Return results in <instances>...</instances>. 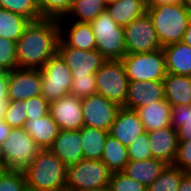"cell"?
Returning a JSON list of instances; mask_svg holds the SVG:
<instances>
[{"mask_svg": "<svg viewBox=\"0 0 191 191\" xmlns=\"http://www.w3.org/2000/svg\"><path fill=\"white\" fill-rule=\"evenodd\" d=\"M58 41V20L30 21L16 41L18 68L41 69L57 53Z\"/></svg>", "mask_w": 191, "mask_h": 191, "instance_id": "cell-1", "label": "cell"}, {"mask_svg": "<svg viewBox=\"0 0 191 191\" xmlns=\"http://www.w3.org/2000/svg\"><path fill=\"white\" fill-rule=\"evenodd\" d=\"M23 172L28 191L66 189L67 166L49 149L42 150Z\"/></svg>", "mask_w": 191, "mask_h": 191, "instance_id": "cell-2", "label": "cell"}, {"mask_svg": "<svg viewBox=\"0 0 191 191\" xmlns=\"http://www.w3.org/2000/svg\"><path fill=\"white\" fill-rule=\"evenodd\" d=\"M147 13L162 47L182 41L191 19V12L185 4L147 6Z\"/></svg>", "mask_w": 191, "mask_h": 191, "instance_id": "cell-3", "label": "cell"}, {"mask_svg": "<svg viewBox=\"0 0 191 191\" xmlns=\"http://www.w3.org/2000/svg\"><path fill=\"white\" fill-rule=\"evenodd\" d=\"M41 151L23 127L13 128L0 145V168L24 170Z\"/></svg>", "mask_w": 191, "mask_h": 191, "instance_id": "cell-4", "label": "cell"}, {"mask_svg": "<svg viewBox=\"0 0 191 191\" xmlns=\"http://www.w3.org/2000/svg\"><path fill=\"white\" fill-rule=\"evenodd\" d=\"M90 24L96 39V49L106 60L122 59L126 55L124 29L106 11Z\"/></svg>", "mask_w": 191, "mask_h": 191, "instance_id": "cell-5", "label": "cell"}, {"mask_svg": "<svg viewBox=\"0 0 191 191\" xmlns=\"http://www.w3.org/2000/svg\"><path fill=\"white\" fill-rule=\"evenodd\" d=\"M95 76L97 93L107 100L125 107L129 80L122 60H105Z\"/></svg>", "mask_w": 191, "mask_h": 191, "instance_id": "cell-6", "label": "cell"}, {"mask_svg": "<svg viewBox=\"0 0 191 191\" xmlns=\"http://www.w3.org/2000/svg\"><path fill=\"white\" fill-rule=\"evenodd\" d=\"M111 172L102 160L82 159L67 167L66 189L82 191L109 185Z\"/></svg>", "mask_w": 191, "mask_h": 191, "instance_id": "cell-7", "label": "cell"}, {"mask_svg": "<svg viewBox=\"0 0 191 191\" xmlns=\"http://www.w3.org/2000/svg\"><path fill=\"white\" fill-rule=\"evenodd\" d=\"M121 60L129 82L163 81L166 77L163 49L150 53L126 54Z\"/></svg>", "mask_w": 191, "mask_h": 191, "instance_id": "cell-8", "label": "cell"}, {"mask_svg": "<svg viewBox=\"0 0 191 191\" xmlns=\"http://www.w3.org/2000/svg\"><path fill=\"white\" fill-rule=\"evenodd\" d=\"M42 96L50 103L70 94L73 76L70 68L56 53L40 69Z\"/></svg>", "mask_w": 191, "mask_h": 191, "instance_id": "cell-9", "label": "cell"}, {"mask_svg": "<svg viewBox=\"0 0 191 191\" xmlns=\"http://www.w3.org/2000/svg\"><path fill=\"white\" fill-rule=\"evenodd\" d=\"M123 29L126 54L150 53L163 48L147 12Z\"/></svg>", "mask_w": 191, "mask_h": 191, "instance_id": "cell-10", "label": "cell"}, {"mask_svg": "<svg viewBox=\"0 0 191 191\" xmlns=\"http://www.w3.org/2000/svg\"><path fill=\"white\" fill-rule=\"evenodd\" d=\"M81 106L84 126L108 132L121 108L117 103L107 100L98 93L83 97Z\"/></svg>", "mask_w": 191, "mask_h": 191, "instance_id": "cell-11", "label": "cell"}, {"mask_svg": "<svg viewBox=\"0 0 191 191\" xmlns=\"http://www.w3.org/2000/svg\"><path fill=\"white\" fill-rule=\"evenodd\" d=\"M57 54L70 68L73 77L95 74L106 60L97 49L85 51L69 47L60 38Z\"/></svg>", "mask_w": 191, "mask_h": 191, "instance_id": "cell-12", "label": "cell"}, {"mask_svg": "<svg viewBox=\"0 0 191 191\" xmlns=\"http://www.w3.org/2000/svg\"><path fill=\"white\" fill-rule=\"evenodd\" d=\"M42 94L40 69L16 68L8 72L9 101H24Z\"/></svg>", "mask_w": 191, "mask_h": 191, "instance_id": "cell-13", "label": "cell"}, {"mask_svg": "<svg viewBox=\"0 0 191 191\" xmlns=\"http://www.w3.org/2000/svg\"><path fill=\"white\" fill-rule=\"evenodd\" d=\"M82 98L72 94L50 102L49 113L60 130H80L84 126Z\"/></svg>", "mask_w": 191, "mask_h": 191, "instance_id": "cell-14", "label": "cell"}, {"mask_svg": "<svg viewBox=\"0 0 191 191\" xmlns=\"http://www.w3.org/2000/svg\"><path fill=\"white\" fill-rule=\"evenodd\" d=\"M145 132L138 113L135 110L121 107L111 125L109 135L128 147L139 135Z\"/></svg>", "mask_w": 191, "mask_h": 191, "instance_id": "cell-15", "label": "cell"}, {"mask_svg": "<svg viewBox=\"0 0 191 191\" xmlns=\"http://www.w3.org/2000/svg\"><path fill=\"white\" fill-rule=\"evenodd\" d=\"M147 133L152 157L173 165L178 149L177 130L167 126Z\"/></svg>", "mask_w": 191, "mask_h": 191, "instance_id": "cell-16", "label": "cell"}, {"mask_svg": "<svg viewBox=\"0 0 191 191\" xmlns=\"http://www.w3.org/2000/svg\"><path fill=\"white\" fill-rule=\"evenodd\" d=\"M68 22V20H58L59 38L69 47L85 51L96 50V39L91 24L70 21V26L66 28L65 25H67Z\"/></svg>", "mask_w": 191, "mask_h": 191, "instance_id": "cell-17", "label": "cell"}, {"mask_svg": "<svg viewBox=\"0 0 191 191\" xmlns=\"http://www.w3.org/2000/svg\"><path fill=\"white\" fill-rule=\"evenodd\" d=\"M49 150L67 167L80 162L84 159L80 130H60Z\"/></svg>", "mask_w": 191, "mask_h": 191, "instance_id": "cell-18", "label": "cell"}, {"mask_svg": "<svg viewBox=\"0 0 191 191\" xmlns=\"http://www.w3.org/2000/svg\"><path fill=\"white\" fill-rule=\"evenodd\" d=\"M164 98L163 81L129 82L125 108L136 110Z\"/></svg>", "mask_w": 191, "mask_h": 191, "instance_id": "cell-19", "label": "cell"}, {"mask_svg": "<svg viewBox=\"0 0 191 191\" xmlns=\"http://www.w3.org/2000/svg\"><path fill=\"white\" fill-rule=\"evenodd\" d=\"M23 128L42 150L49 149L52 146L60 131L58 124L50 113L43 117L27 120Z\"/></svg>", "mask_w": 191, "mask_h": 191, "instance_id": "cell-20", "label": "cell"}, {"mask_svg": "<svg viewBox=\"0 0 191 191\" xmlns=\"http://www.w3.org/2000/svg\"><path fill=\"white\" fill-rule=\"evenodd\" d=\"M135 111L146 132L171 126V105L165 98L137 108Z\"/></svg>", "mask_w": 191, "mask_h": 191, "instance_id": "cell-21", "label": "cell"}, {"mask_svg": "<svg viewBox=\"0 0 191 191\" xmlns=\"http://www.w3.org/2000/svg\"><path fill=\"white\" fill-rule=\"evenodd\" d=\"M166 71L170 74L191 76V47L177 42L164 46Z\"/></svg>", "mask_w": 191, "mask_h": 191, "instance_id": "cell-22", "label": "cell"}, {"mask_svg": "<svg viewBox=\"0 0 191 191\" xmlns=\"http://www.w3.org/2000/svg\"><path fill=\"white\" fill-rule=\"evenodd\" d=\"M167 166L168 164L162 160L152 157L146 160L129 161L123 172L133 180L148 187L160 176Z\"/></svg>", "mask_w": 191, "mask_h": 191, "instance_id": "cell-23", "label": "cell"}, {"mask_svg": "<svg viewBox=\"0 0 191 191\" xmlns=\"http://www.w3.org/2000/svg\"><path fill=\"white\" fill-rule=\"evenodd\" d=\"M163 87L165 99L171 106H191V76L167 73Z\"/></svg>", "mask_w": 191, "mask_h": 191, "instance_id": "cell-24", "label": "cell"}, {"mask_svg": "<svg viewBox=\"0 0 191 191\" xmlns=\"http://www.w3.org/2000/svg\"><path fill=\"white\" fill-rule=\"evenodd\" d=\"M120 26L125 27L147 12V5L141 0H117L106 5L105 10Z\"/></svg>", "mask_w": 191, "mask_h": 191, "instance_id": "cell-25", "label": "cell"}, {"mask_svg": "<svg viewBox=\"0 0 191 191\" xmlns=\"http://www.w3.org/2000/svg\"><path fill=\"white\" fill-rule=\"evenodd\" d=\"M80 132L84 159L101 160L109 132L86 126H83Z\"/></svg>", "mask_w": 191, "mask_h": 191, "instance_id": "cell-26", "label": "cell"}, {"mask_svg": "<svg viewBox=\"0 0 191 191\" xmlns=\"http://www.w3.org/2000/svg\"><path fill=\"white\" fill-rule=\"evenodd\" d=\"M101 160L111 173L124 171L129 162L128 147L108 135Z\"/></svg>", "mask_w": 191, "mask_h": 191, "instance_id": "cell-27", "label": "cell"}, {"mask_svg": "<svg viewBox=\"0 0 191 191\" xmlns=\"http://www.w3.org/2000/svg\"><path fill=\"white\" fill-rule=\"evenodd\" d=\"M106 5L103 0H73L68 15L59 20L70 19L71 21L90 23L106 10Z\"/></svg>", "mask_w": 191, "mask_h": 191, "instance_id": "cell-28", "label": "cell"}, {"mask_svg": "<svg viewBox=\"0 0 191 191\" xmlns=\"http://www.w3.org/2000/svg\"><path fill=\"white\" fill-rule=\"evenodd\" d=\"M30 20L0 7V37L16 42Z\"/></svg>", "mask_w": 191, "mask_h": 191, "instance_id": "cell-29", "label": "cell"}, {"mask_svg": "<svg viewBox=\"0 0 191 191\" xmlns=\"http://www.w3.org/2000/svg\"><path fill=\"white\" fill-rule=\"evenodd\" d=\"M171 127L177 130L178 141L191 140V106H171Z\"/></svg>", "mask_w": 191, "mask_h": 191, "instance_id": "cell-30", "label": "cell"}, {"mask_svg": "<svg viewBox=\"0 0 191 191\" xmlns=\"http://www.w3.org/2000/svg\"><path fill=\"white\" fill-rule=\"evenodd\" d=\"M185 174L180 168L168 165L160 176L146 188V191H178L181 177Z\"/></svg>", "mask_w": 191, "mask_h": 191, "instance_id": "cell-31", "label": "cell"}, {"mask_svg": "<svg viewBox=\"0 0 191 191\" xmlns=\"http://www.w3.org/2000/svg\"><path fill=\"white\" fill-rule=\"evenodd\" d=\"M0 7L24 16L30 21L43 19L37 0H0Z\"/></svg>", "mask_w": 191, "mask_h": 191, "instance_id": "cell-32", "label": "cell"}, {"mask_svg": "<svg viewBox=\"0 0 191 191\" xmlns=\"http://www.w3.org/2000/svg\"><path fill=\"white\" fill-rule=\"evenodd\" d=\"M41 17L59 20L68 15L73 0H37Z\"/></svg>", "mask_w": 191, "mask_h": 191, "instance_id": "cell-33", "label": "cell"}, {"mask_svg": "<svg viewBox=\"0 0 191 191\" xmlns=\"http://www.w3.org/2000/svg\"><path fill=\"white\" fill-rule=\"evenodd\" d=\"M0 191H28L23 170L0 168Z\"/></svg>", "mask_w": 191, "mask_h": 191, "instance_id": "cell-34", "label": "cell"}, {"mask_svg": "<svg viewBox=\"0 0 191 191\" xmlns=\"http://www.w3.org/2000/svg\"><path fill=\"white\" fill-rule=\"evenodd\" d=\"M12 129L21 128L26 123L27 114L24 101H9L3 119Z\"/></svg>", "mask_w": 191, "mask_h": 191, "instance_id": "cell-35", "label": "cell"}, {"mask_svg": "<svg viewBox=\"0 0 191 191\" xmlns=\"http://www.w3.org/2000/svg\"><path fill=\"white\" fill-rule=\"evenodd\" d=\"M109 186L112 191H146L147 188L123 171L111 173Z\"/></svg>", "mask_w": 191, "mask_h": 191, "instance_id": "cell-36", "label": "cell"}, {"mask_svg": "<svg viewBox=\"0 0 191 191\" xmlns=\"http://www.w3.org/2000/svg\"><path fill=\"white\" fill-rule=\"evenodd\" d=\"M96 93L97 90L95 74L73 77L70 94L79 98H83Z\"/></svg>", "mask_w": 191, "mask_h": 191, "instance_id": "cell-37", "label": "cell"}, {"mask_svg": "<svg viewBox=\"0 0 191 191\" xmlns=\"http://www.w3.org/2000/svg\"><path fill=\"white\" fill-rule=\"evenodd\" d=\"M0 66L7 72L18 68L16 42L0 37Z\"/></svg>", "mask_w": 191, "mask_h": 191, "instance_id": "cell-38", "label": "cell"}, {"mask_svg": "<svg viewBox=\"0 0 191 191\" xmlns=\"http://www.w3.org/2000/svg\"><path fill=\"white\" fill-rule=\"evenodd\" d=\"M128 157L129 161L152 158L147 132L139 135L132 144L128 146Z\"/></svg>", "mask_w": 191, "mask_h": 191, "instance_id": "cell-39", "label": "cell"}, {"mask_svg": "<svg viewBox=\"0 0 191 191\" xmlns=\"http://www.w3.org/2000/svg\"><path fill=\"white\" fill-rule=\"evenodd\" d=\"M24 105L28 120L49 114L50 103L42 95L24 100Z\"/></svg>", "mask_w": 191, "mask_h": 191, "instance_id": "cell-40", "label": "cell"}, {"mask_svg": "<svg viewBox=\"0 0 191 191\" xmlns=\"http://www.w3.org/2000/svg\"><path fill=\"white\" fill-rule=\"evenodd\" d=\"M173 166L185 173H191V140L178 141V149Z\"/></svg>", "mask_w": 191, "mask_h": 191, "instance_id": "cell-41", "label": "cell"}, {"mask_svg": "<svg viewBox=\"0 0 191 191\" xmlns=\"http://www.w3.org/2000/svg\"><path fill=\"white\" fill-rule=\"evenodd\" d=\"M8 99V72L0 77V103Z\"/></svg>", "mask_w": 191, "mask_h": 191, "instance_id": "cell-42", "label": "cell"}, {"mask_svg": "<svg viewBox=\"0 0 191 191\" xmlns=\"http://www.w3.org/2000/svg\"><path fill=\"white\" fill-rule=\"evenodd\" d=\"M178 191H191V173H185L181 177Z\"/></svg>", "mask_w": 191, "mask_h": 191, "instance_id": "cell-43", "label": "cell"}, {"mask_svg": "<svg viewBox=\"0 0 191 191\" xmlns=\"http://www.w3.org/2000/svg\"><path fill=\"white\" fill-rule=\"evenodd\" d=\"M12 128L4 121L0 120V145L8 138Z\"/></svg>", "mask_w": 191, "mask_h": 191, "instance_id": "cell-44", "label": "cell"}, {"mask_svg": "<svg viewBox=\"0 0 191 191\" xmlns=\"http://www.w3.org/2000/svg\"><path fill=\"white\" fill-rule=\"evenodd\" d=\"M166 4H184V0H150L148 6L166 5Z\"/></svg>", "mask_w": 191, "mask_h": 191, "instance_id": "cell-45", "label": "cell"}, {"mask_svg": "<svg viewBox=\"0 0 191 191\" xmlns=\"http://www.w3.org/2000/svg\"><path fill=\"white\" fill-rule=\"evenodd\" d=\"M182 42L191 47V19L189 21L187 30L183 35Z\"/></svg>", "mask_w": 191, "mask_h": 191, "instance_id": "cell-46", "label": "cell"}, {"mask_svg": "<svg viewBox=\"0 0 191 191\" xmlns=\"http://www.w3.org/2000/svg\"><path fill=\"white\" fill-rule=\"evenodd\" d=\"M8 103L9 101H2V103H0V120L4 119L5 110L8 107Z\"/></svg>", "mask_w": 191, "mask_h": 191, "instance_id": "cell-47", "label": "cell"}, {"mask_svg": "<svg viewBox=\"0 0 191 191\" xmlns=\"http://www.w3.org/2000/svg\"><path fill=\"white\" fill-rule=\"evenodd\" d=\"M82 191H112V190L109 185H106L104 187L89 189V190H82Z\"/></svg>", "mask_w": 191, "mask_h": 191, "instance_id": "cell-48", "label": "cell"}, {"mask_svg": "<svg viewBox=\"0 0 191 191\" xmlns=\"http://www.w3.org/2000/svg\"><path fill=\"white\" fill-rule=\"evenodd\" d=\"M184 4L191 12V0H184Z\"/></svg>", "mask_w": 191, "mask_h": 191, "instance_id": "cell-49", "label": "cell"}, {"mask_svg": "<svg viewBox=\"0 0 191 191\" xmlns=\"http://www.w3.org/2000/svg\"><path fill=\"white\" fill-rule=\"evenodd\" d=\"M7 71L0 66V77L3 76Z\"/></svg>", "mask_w": 191, "mask_h": 191, "instance_id": "cell-50", "label": "cell"}, {"mask_svg": "<svg viewBox=\"0 0 191 191\" xmlns=\"http://www.w3.org/2000/svg\"><path fill=\"white\" fill-rule=\"evenodd\" d=\"M106 4L117 1V0H103Z\"/></svg>", "mask_w": 191, "mask_h": 191, "instance_id": "cell-51", "label": "cell"}, {"mask_svg": "<svg viewBox=\"0 0 191 191\" xmlns=\"http://www.w3.org/2000/svg\"><path fill=\"white\" fill-rule=\"evenodd\" d=\"M143 3H145L147 6L149 5L150 0H141Z\"/></svg>", "mask_w": 191, "mask_h": 191, "instance_id": "cell-52", "label": "cell"}]
</instances>
